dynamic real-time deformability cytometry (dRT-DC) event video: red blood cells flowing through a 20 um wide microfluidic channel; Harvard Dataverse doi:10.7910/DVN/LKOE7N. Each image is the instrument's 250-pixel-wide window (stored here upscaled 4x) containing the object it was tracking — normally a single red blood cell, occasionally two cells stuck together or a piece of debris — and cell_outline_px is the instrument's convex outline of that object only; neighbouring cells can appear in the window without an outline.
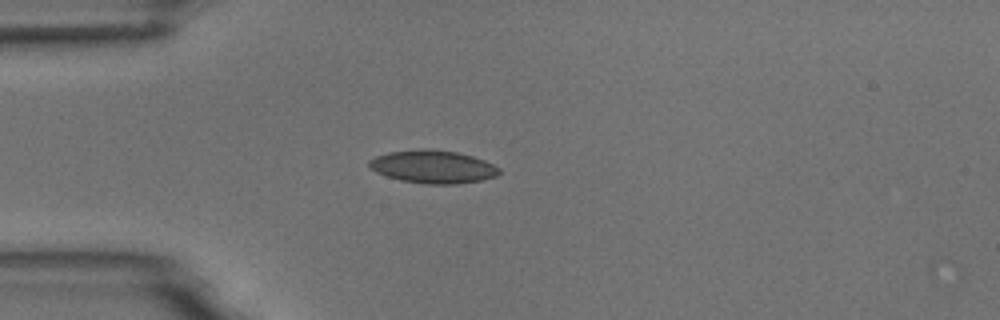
{"species": "common noctule bat (a hibernating species)", "species_latin": "Nyctalus noctula", "temperature_condition": "room temperature", "stored_images_in_passage": 1, "camera_frame_rate_fps": 3000, "um_per_image_px": 0.085, "animal": {"sex": "male", "body_mass_g": 18.8}, "frame": {"image": 1, "passage_image": 1, "time_ms": 0.0, "image_size_px": [1000, 320], "cell_outline_px": [[500, 172], [496, 176], [480, 180], [456, 184], [424, 184], [400, 180], [376, 172], [368, 168], [368, 160], [376, 156], [388, 152], [424, 148], [428, 148], [456, 152], [472, 156], [484, 160], [500, 168]], "centroid_in_image_um": [36.77, 14.17], "position_along_channel_um": 48.2, "area_um2": 25.03}}